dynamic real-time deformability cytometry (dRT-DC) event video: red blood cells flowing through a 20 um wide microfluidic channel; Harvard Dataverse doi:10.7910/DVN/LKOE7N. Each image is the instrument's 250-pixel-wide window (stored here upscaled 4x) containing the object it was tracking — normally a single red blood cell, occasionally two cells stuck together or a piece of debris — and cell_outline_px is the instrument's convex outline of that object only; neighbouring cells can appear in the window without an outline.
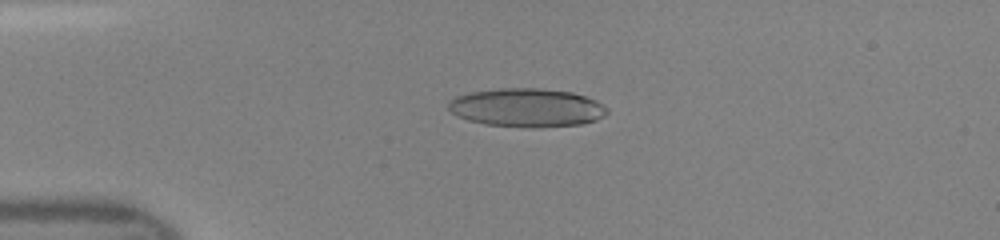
{"species": "human", "species_latin": "Homo sapiens", "temperature_condition": "room temperature", "stored_images_in_passage": 47, "camera_frame_rate_fps": 3000, "um_per_image_px": 0.085, "donor": {"sex": "female"}, "frame": {"image": 1, "passage_image": 11, "time_ms": 3.333, "image_size_px": [1000, 240], "cell_outline_px": [[608, 112], [604, 116], [596, 120], [580, 124], [536, 128], [528, 128], [484, 124], [468, 120], [456, 116], [448, 108], [448, 100], [456, 96], [472, 92], [500, 88], [540, 88], [572, 92], [596, 100], [608, 108]], "centroid_in_image_um": [44.77, 9.16], "position_along_channel_um": 40.2, "area_um2": 35.89}}
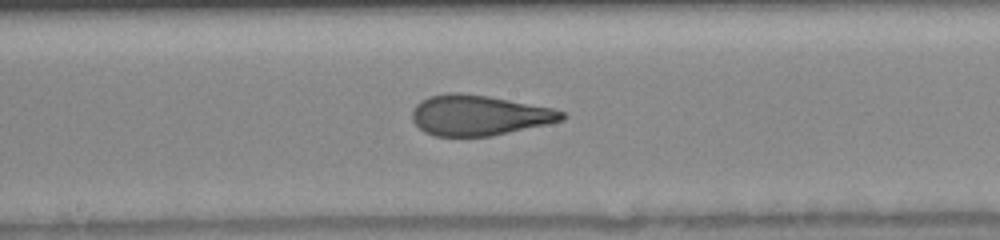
{"frame": {"image": 2, "passage_image": 25, "time_ms": 8.0, "image_size_px": [1000, 240], "cell_outline_px": [[568, 116], [564, 120], [548, 124], [492, 136], [436, 136], [424, 132], [412, 120], [412, 112], [416, 104], [420, 100], [428, 96], [448, 92], [460, 92], [488, 96], [552, 108], [564, 112]], "centroid_in_image_um": [40.71, 9.79], "position_along_channel_um": 207.5, "area_um2": 35.37}}
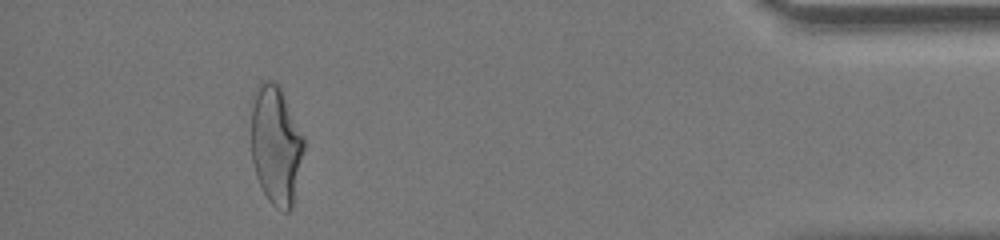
{"frame": {"image": 3, "passage_image": 43, "time_ms": 14.0, "image_size_px": [1000, 240], "cell_outline_px": [[304, 148], [292, 208], [288, 212], [284, 212], [276, 208], [268, 200], [256, 176], [252, 160], [252, 104], [256, 84], [260, 80], [268, 80], [280, 84], [304, 136]], "centroid_in_image_um": [23.46, 12.29], "position_along_channel_um": 411.7, "area_um2": 36.82}}